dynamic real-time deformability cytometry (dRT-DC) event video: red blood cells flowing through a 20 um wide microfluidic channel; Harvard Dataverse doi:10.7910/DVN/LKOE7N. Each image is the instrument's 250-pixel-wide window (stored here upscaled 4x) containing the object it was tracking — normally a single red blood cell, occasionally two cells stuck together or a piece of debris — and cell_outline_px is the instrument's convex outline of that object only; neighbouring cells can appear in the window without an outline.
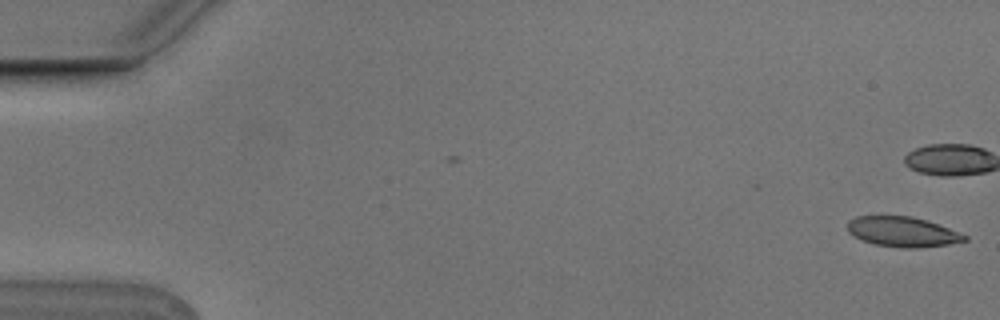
{"species": "Egyptian fruit bat (a non-hibernating species)", "species_latin": "Rousettus aegyptiacus", "temperature_condition": "cold", "stored_images_in_passage": 7, "camera_frame_rate_fps": 3000, "um_per_image_px": 0.085, "animal": {"sex": "male"}, "frame": {"image": 1, "passage_image": 1, "time_ms": 0.0, "image_size_px": [1000, 320], "cell_outline_px": [[968, 240], [948, 244], [916, 248], [900, 248], [876, 244], [864, 240], [848, 232], [848, 220], [856, 216], [912, 216], [928, 220], [968, 236]], "centroid_in_image_um": [76.73, 19.69], "position_along_channel_um": 8.3, "area_um2": 20.35}}
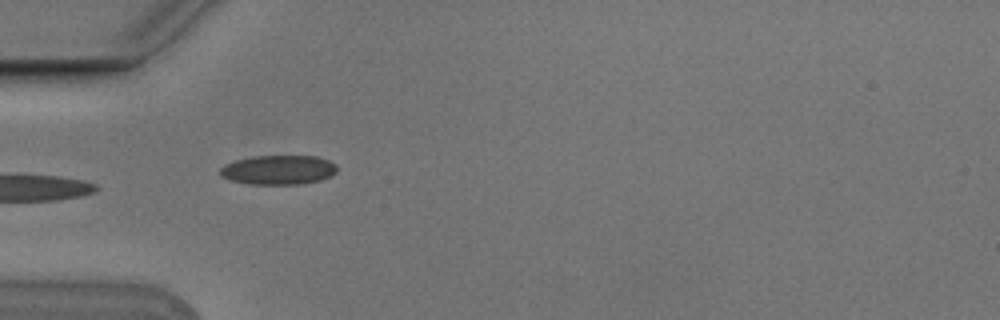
{"frame": {"image": 2, "passage_image": 6, "time_ms": 1.667, "image_size_px": [1000, 320], "cell_outline_px": [[336, 172], [320, 180], [300, 184], [252, 184], [232, 180], [220, 176], [220, 168], [224, 164], [236, 160], [252, 156], [316, 156], [328, 160], [336, 164]], "centroid_in_image_um": [23.65, 14.43], "position_along_channel_um": 61.4, "area_um2": 19.88}}